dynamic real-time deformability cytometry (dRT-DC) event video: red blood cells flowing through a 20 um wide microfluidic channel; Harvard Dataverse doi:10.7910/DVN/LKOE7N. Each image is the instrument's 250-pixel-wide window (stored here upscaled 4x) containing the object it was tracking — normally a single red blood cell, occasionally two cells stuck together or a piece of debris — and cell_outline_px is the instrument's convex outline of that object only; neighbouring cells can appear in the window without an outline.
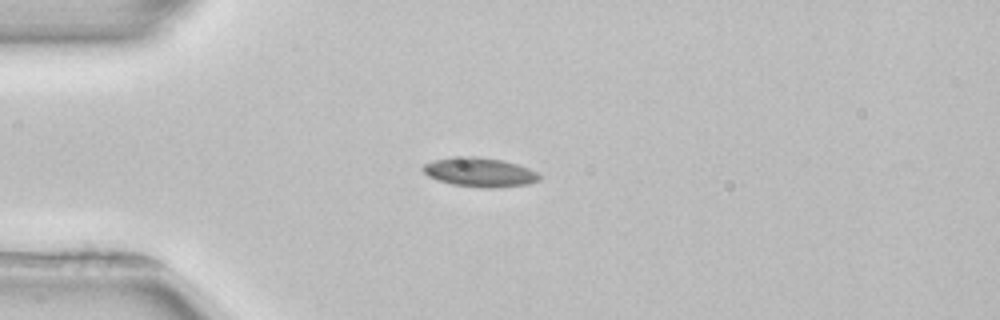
{"species": "common noctule bat (a hibernating species)", "species_latin": "Nyctalus noctula", "temperature_condition": "room temperature", "stored_images_in_passage": 40, "camera_frame_rate_fps": 3000, "um_per_image_px": 0.085, "animal": {"sex": "female", "body_mass_g": 22.7, "forearm_length_mm": 54.2}, "frame": {"image": 1, "passage_image": 1, "time_ms": 0.0, "image_size_px": [1000, 320], "cell_outline_px": [[544, 176], [540, 180], [528, 184], [492, 188], [484, 188], [452, 184], [428, 176], [420, 168], [424, 164], [432, 160], [464, 156], [472, 156], [504, 160], [528, 168]], "centroid_in_image_um": [40.8, 14.64], "position_along_channel_um": 44.2, "area_um2": 19.77}}
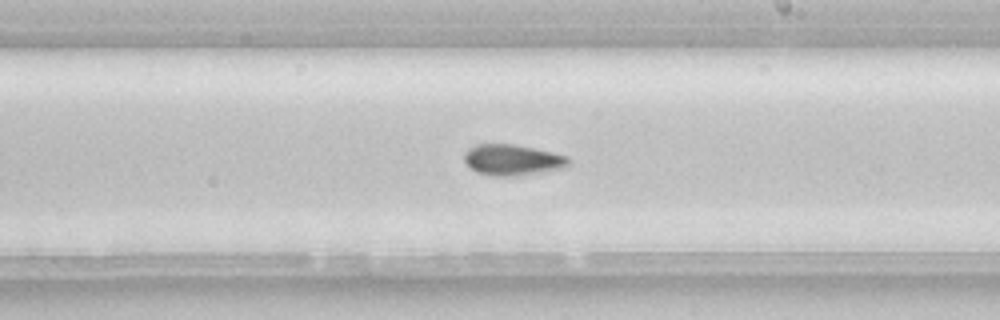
{"frame": {"image": 2, "passage_image": 18, "time_ms": 5.667, "image_size_px": [1000, 320], "cell_outline_px": [[568, 164], [564, 168], [540, 172], [508, 176], [492, 176], [476, 172], [464, 160], [464, 152], [468, 148], [476, 144], [512, 144], [552, 152], [568, 156]], "centroid_in_image_um": [43.52, 13.58], "position_along_channel_um": 245.5, "area_um2": 18.55}, "authors_computed_cell_mechanics": {"area_um2": 18.0336, "velocity_mm_per_s": 3.9204, "shape_relaxation_time_tau1_ms": null, "shape_relaxation_time_tau2_ms": 11.277, "deformation_change_tau1": null, "deformation_change_tau2": 0.1627}}